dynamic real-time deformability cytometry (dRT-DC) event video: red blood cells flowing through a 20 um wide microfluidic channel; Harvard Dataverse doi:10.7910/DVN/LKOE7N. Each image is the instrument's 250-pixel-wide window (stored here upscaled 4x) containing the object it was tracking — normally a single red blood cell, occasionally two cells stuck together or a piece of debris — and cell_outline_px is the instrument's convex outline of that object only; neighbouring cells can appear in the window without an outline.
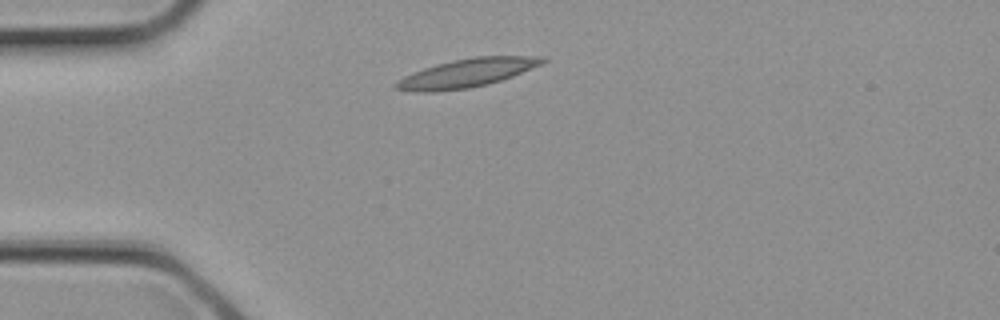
{"species": "common noctule bat (a hibernating species)", "species_latin": "Nyctalus noctula", "temperature_condition": "cold", "stored_images_in_passage": 1, "camera_frame_rate_fps": 3000, "um_per_image_px": 0.085, "animal": {"sex": "female", "body_mass_g": 21.9}, "frame": {"image": 1, "passage_image": 1, "time_ms": 0.0, "image_size_px": [1000, 320], "cell_outline_px": [[548, 60], [540, 64], [512, 76], [488, 84], [468, 88], [432, 92], [420, 92], [396, 88], [392, 84], [396, 80], [404, 76], [424, 68], [436, 64], [452, 60], [472, 56], [548, 56]], "centroid_in_image_um": [39.67, 6.19], "position_along_channel_um": 45.3, "area_um2": 24.22}}